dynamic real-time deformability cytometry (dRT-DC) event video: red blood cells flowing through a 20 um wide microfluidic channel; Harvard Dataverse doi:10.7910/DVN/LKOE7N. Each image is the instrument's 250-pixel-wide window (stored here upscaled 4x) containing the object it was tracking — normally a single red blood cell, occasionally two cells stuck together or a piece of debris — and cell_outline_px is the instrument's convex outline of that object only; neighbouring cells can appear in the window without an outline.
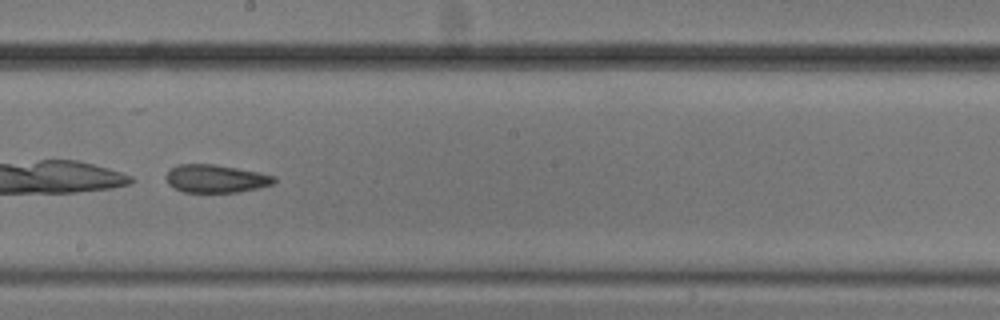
{"species": "common noctule bat (a hibernating species)", "species_latin": "Nyctalus noctula", "temperature_condition": "cold", "stored_images_in_passage": 50, "camera_frame_rate_fps": 3000, "um_per_image_px": 0.085, "animal": {"sex": "male", "body_mass_g": 20.5, "forearm_length_mm": 52.5}, "frame": {"image": 1, "passage_image": 29, "time_ms": 9.333, "image_size_px": [1000, 320], "cell_outline_px": [[276, 180], [272, 184], [260, 188], [236, 192], [184, 192], [168, 184], [164, 176], [172, 168], [180, 164], [216, 164], [260, 172], [276, 176]], "centroid_in_image_um": [18.37, 15.18], "position_along_channel_um": 229.8, "area_um2": 17.69}}
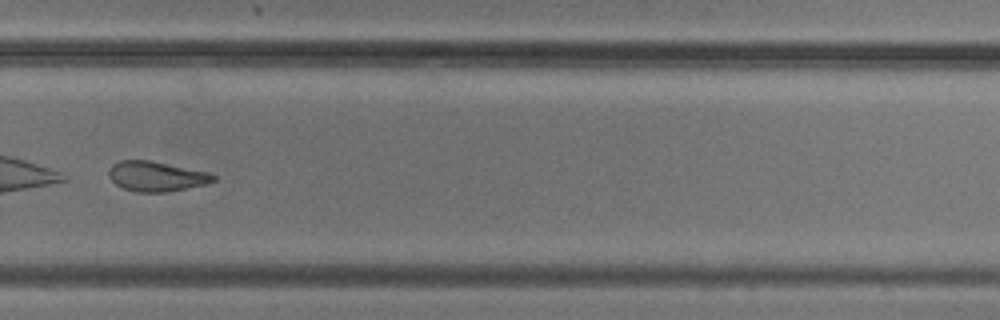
{"frame": {"image": 2, "passage_image": 36, "time_ms": 11.667, "image_size_px": [1000, 320], "cell_outline_px": [[216, 180], [204, 184], [168, 192], [136, 192], [124, 188], [116, 184], [108, 176], [108, 168], [112, 164], [120, 160], [148, 160], [208, 172], [216, 176]], "centroid_in_image_um": [13.25, 14.98], "position_along_channel_um": 316.6, "area_um2": 18.15}}